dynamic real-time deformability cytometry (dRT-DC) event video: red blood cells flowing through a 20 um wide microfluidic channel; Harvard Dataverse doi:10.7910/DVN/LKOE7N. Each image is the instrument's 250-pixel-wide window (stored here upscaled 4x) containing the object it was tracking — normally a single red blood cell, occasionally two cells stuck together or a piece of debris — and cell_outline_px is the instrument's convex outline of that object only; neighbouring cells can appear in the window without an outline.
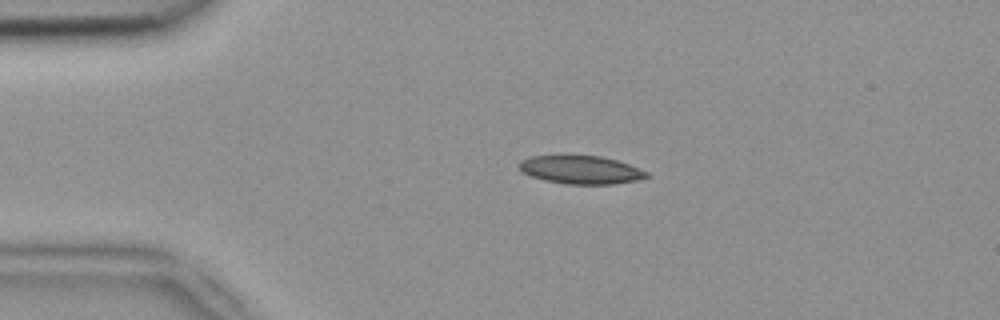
{"species": "common noctule bat (a hibernating species)", "species_latin": "Nyctalus noctula", "temperature_condition": "room temperature", "stored_images_in_passage": 41, "camera_frame_rate_fps": 3000, "um_per_image_px": 0.085, "animal": {"sex": "female", "body_mass_g": 18.4}, "frame": {"image": 1, "passage_image": 1, "time_ms": 0.0, "image_size_px": [1000, 320], "cell_outline_px": [[648, 176], [636, 180], [612, 184], [564, 184], [544, 180], [532, 176], [524, 172], [520, 168], [520, 160], [532, 156], [600, 156], [616, 160], [628, 164], [648, 172]], "centroid_in_image_um": [49.37, 14.44], "position_along_channel_um": 35.6, "area_um2": 20.58}}
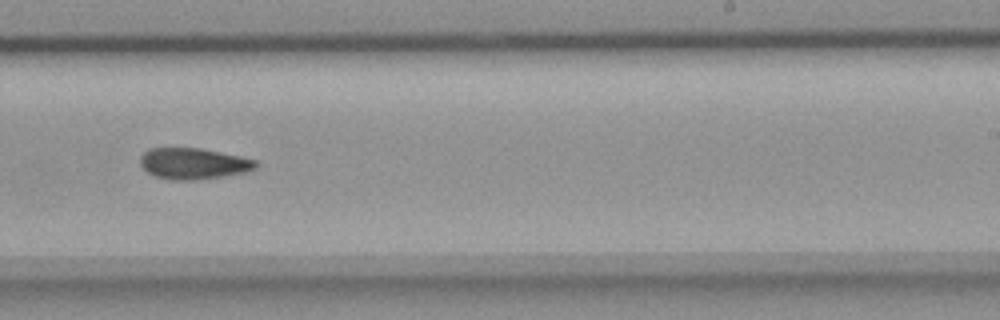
{"frame": {"image": 2, "passage_image": 22, "time_ms": 7.0, "image_size_px": [1000, 320], "cell_outline_px": [[260, 164], [256, 168], [248, 172], [200, 180], [172, 180], [156, 176], [148, 172], [140, 164], [140, 156], [148, 148], [200, 148], [240, 156], [256, 160]], "centroid_in_image_um": [16.48, 13.91], "position_along_channel_um": 272.5, "area_um2": 21.15}}
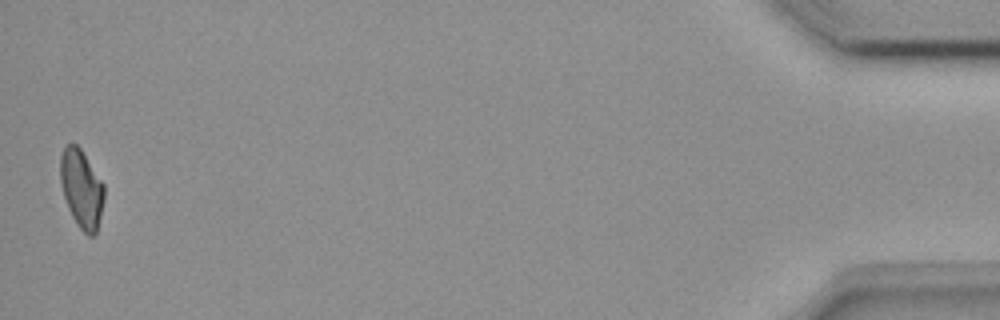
{"frame": {"image": 3, "passage_image": 41, "time_ms": 13.333, "image_size_px": [1000, 320], "cell_outline_px": [[104, 200], [96, 232], [92, 236], [88, 236], [76, 224], [68, 208], [64, 196], [60, 180], [60, 156], [64, 148], [68, 144], [76, 144], [80, 148], [104, 184]], "centroid_in_image_um": [6.92, 16.05], "position_along_channel_um": 428.3, "area_um2": 19.83}}